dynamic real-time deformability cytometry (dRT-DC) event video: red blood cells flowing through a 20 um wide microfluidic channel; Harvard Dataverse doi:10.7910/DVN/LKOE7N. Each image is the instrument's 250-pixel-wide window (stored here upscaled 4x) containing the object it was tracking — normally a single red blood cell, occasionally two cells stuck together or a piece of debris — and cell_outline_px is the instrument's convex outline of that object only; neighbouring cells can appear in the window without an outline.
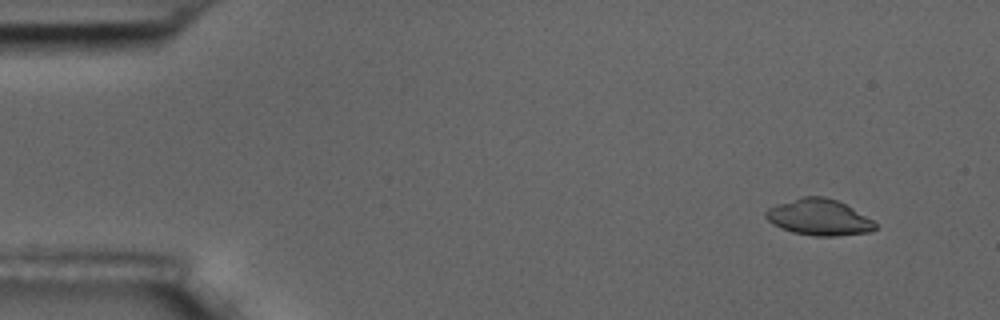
{"species": "common noctule bat (a hibernating species)", "species_latin": "Nyctalus noctula", "temperature_condition": "room temperature", "stored_images_in_passage": 9, "camera_frame_rate_fps": 3000, "um_per_image_px": 0.085, "animal": {"sex": "male", "body_mass_g": 17.5, "forearm_length_mm": 52.3}, "frame": {"image": 1, "passage_image": 2, "time_ms": 1.333, "image_size_px": [1000, 320], "cell_outline_px": [[876, 228], [868, 232], [836, 236], [816, 236], [792, 232], [780, 228], [772, 224], [764, 216], [764, 212], [768, 208], [776, 204], [800, 196], [824, 196], [836, 200], [852, 208], [872, 220], [876, 224]], "centroid_in_image_um": [69.55, 18.46], "position_along_channel_um": 15.4, "area_um2": 23.06}}
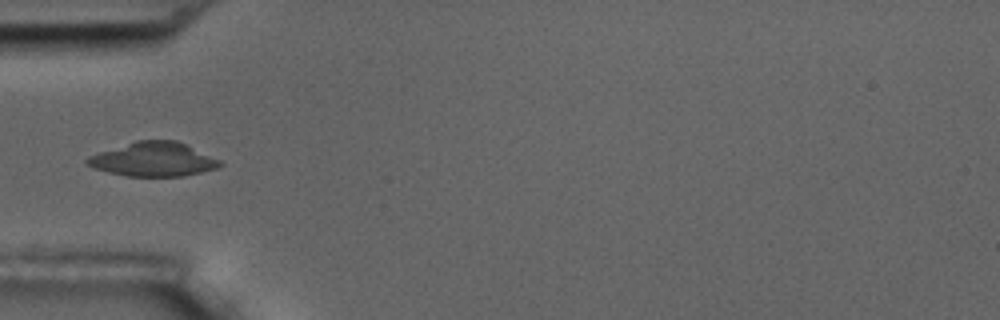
{"frame": {"image": 2, "passage_image": 6, "time_ms": 6.0, "image_size_px": [1000, 320], "cell_outline_px": [[224, 164], [216, 168], [184, 176], [128, 176], [108, 172], [84, 164], [84, 160], [88, 156], [136, 140], [176, 140], [220, 160]], "centroid_in_image_um": [13.01, 13.54], "position_along_channel_um": 72.0, "area_um2": 26.13}}
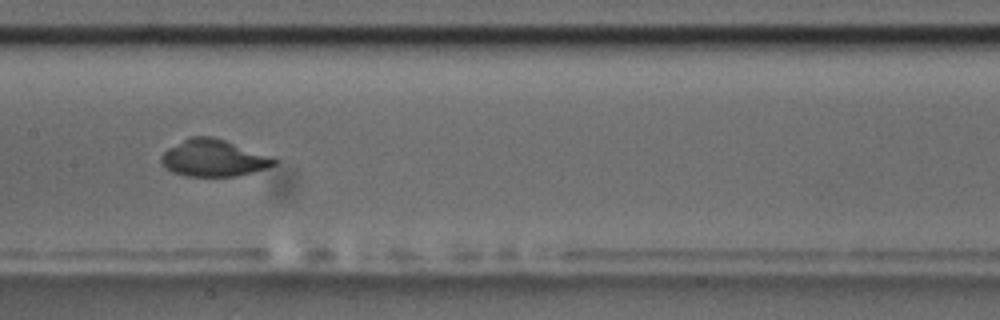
{"frame": {"image": 3, "passage_image": 9, "time_ms": 9.333, "image_size_px": [1000, 320], "cell_outline_px": [[280, 160], [276, 164], [268, 168], [236, 176], [184, 176], [172, 172], [164, 168], [160, 164], [160, 156], [168, 148], [188, 136], [212, 136], [272, 156]], "centroid_in_image_um": [18.13, 13.44], "position_along_channel_um": 189.3, "area_um2": 24.57}}